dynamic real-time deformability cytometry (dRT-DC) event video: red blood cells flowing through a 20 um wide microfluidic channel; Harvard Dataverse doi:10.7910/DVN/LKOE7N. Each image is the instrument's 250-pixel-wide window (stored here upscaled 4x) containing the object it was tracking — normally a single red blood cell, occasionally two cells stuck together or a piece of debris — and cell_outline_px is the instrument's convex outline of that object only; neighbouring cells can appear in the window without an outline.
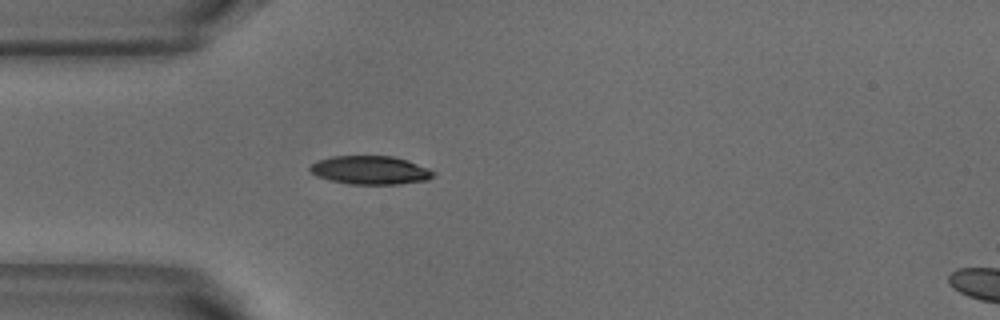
{"species": "common noctule bat (a hibernating species)", "species_latin": "Nyctalus noctula", "temperature_condition": "warm", "stored_images_in_passage": 1, "camera_frame_rate_fps": 3000, "um_per_image_px": 0.085, "animal": {"sex": "male", "body_mass_g": 18.8}, "frame": {"image": 1, "passage_image": 1, "time_ms": 0.0, "image_size_px": [1000, 320], "cell_outline_px": [[436, 172], [428, 180], [400, 184], [348, 184], [328, 180], [316, 176], [308, 168], [316, 160], [332, 156], [392, 156], [408, 160], [428, 168]], "centroid_in_image_um": [31.46, 14.46], "position_along_channel_um": 53.5, "area_um2": 20.63}}